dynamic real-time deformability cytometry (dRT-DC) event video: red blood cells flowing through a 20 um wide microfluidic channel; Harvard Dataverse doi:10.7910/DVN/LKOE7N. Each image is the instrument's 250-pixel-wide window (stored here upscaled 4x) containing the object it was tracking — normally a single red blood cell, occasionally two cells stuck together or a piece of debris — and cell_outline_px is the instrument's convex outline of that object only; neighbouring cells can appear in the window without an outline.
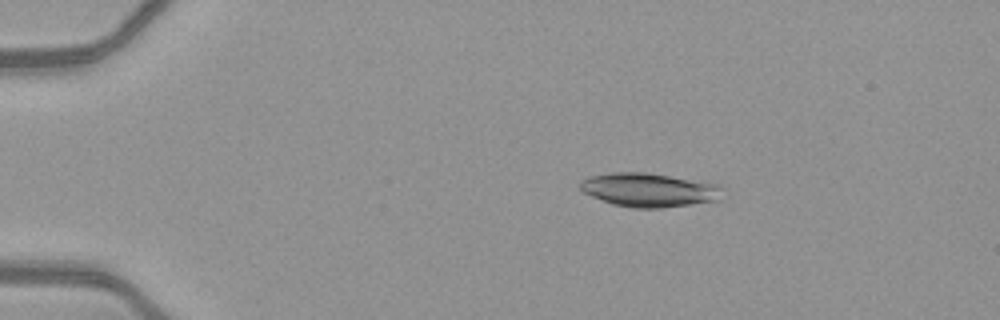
{"species": "common noctule bat (a hibernating species)", "species_latin": "Nyctalus noctula", "temperature_condition": "warm", "stored_images_in_passage": 51, "camera_frame_rate_fps": 3000, "um_per_image_px": 0.085, "animal": {"sex": "female", "body_mass_g": 21.9}, "frame": {"image": 1, "passage_image": 10, "time_ms": 3.0, "image_size_px": [1000, 320], "cell_outline_px": [[724, 188], [720, 200], [660, 208], [632, 208], [612, 204], [592, 196], [584, 192], [580, 188], [580, 180], [588, 176], [612, 172], [648, 172], [720, 184]], "centroid_in_image_um": [55.19, 16.13], "position_along_channel_um": 29.8, "area_um2": 28.32}}
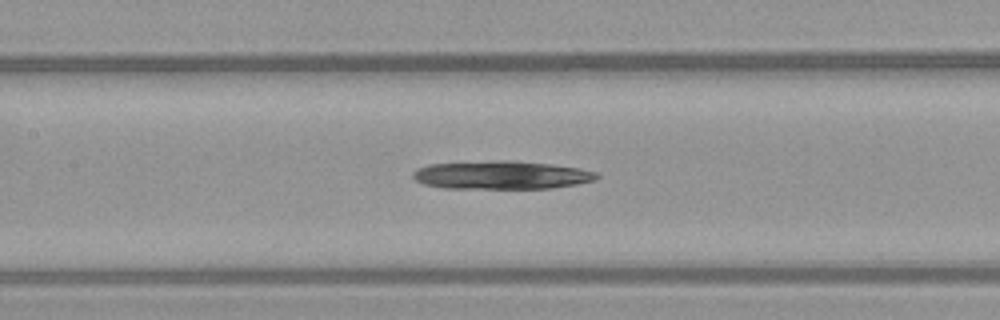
{"frame": {"image": 2, "passage_image": 25, "time_ms": 8.0, "image_size_px": [1000, 320], "cell_outline_px": [[600, 176], [596, 180], [576, 184], [552, 188], [444, 188], [424, 184], [416, 180], [412, 176], [412, 172], [416, 168], [428, 164], [500, 160], [516, 160], [580, 168], [596, 172]], "centroid_in_image_um": [42.61, 14.87], "position_along_channel_um": 164.8, "area_um2": 30.35}}
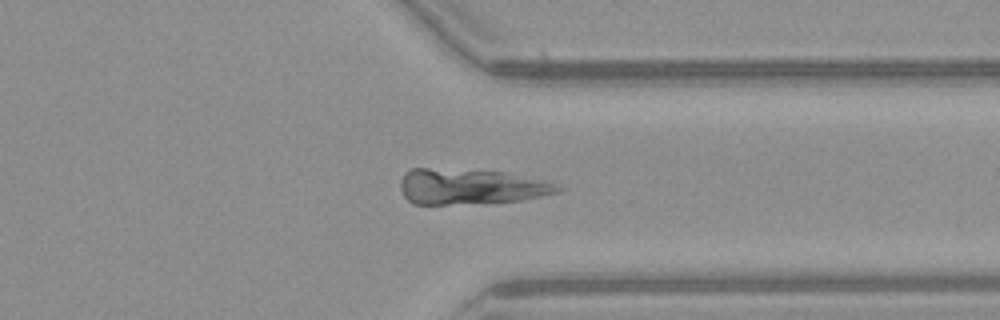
{"frame": {"image": 3, "passage_image": 40, "time_ms": 13.0, "image_size_px": [1000, 320], "cell_outline_px": [[564, 188], [560, 192], [524, 200], [448, 204], [412, 204], [404, 196], [400, 188], [400, 180], [404, 172], [412, 168], [428, 168], [508, 172], [548, 180]], "centroid_in_image_um": [40.04, 15.85], "position_along_channel_um": 371.4, "area_um2": 32.83}}